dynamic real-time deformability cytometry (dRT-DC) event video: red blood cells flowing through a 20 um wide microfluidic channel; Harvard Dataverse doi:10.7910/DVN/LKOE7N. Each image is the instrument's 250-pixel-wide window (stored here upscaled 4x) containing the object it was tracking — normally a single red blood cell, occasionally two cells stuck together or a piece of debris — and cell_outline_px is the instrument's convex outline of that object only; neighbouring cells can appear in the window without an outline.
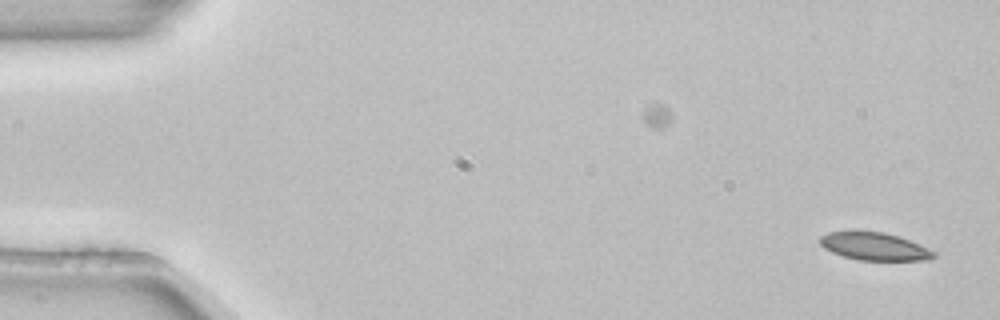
{"species": "common noctule bat (a hibernating species)", "species_latin": "Nyctalus noctula", "temperature_condition": "room temperature", "stored_images_in_passage": 5, "camera_frame_rate_fps": 3000, "um_per_image_px": 0.085, "animal": {"sex": "female", "body_mass_g": 22.7, "forearm_length_mm": 54.2}, "frame": {"image": 1, "passage_image": 1, "time_ms": 0.0, "image_size_px": [1000, 320], "cell_outline_px": [[936, 256], [928, 260], [860, 260], [844, 256], [832, 252], [824, 248], [820, 244], [820, 236], [828, 232], [884, 232], [900, 236], [920, 244], [936, 252]], "centroid_in_image_um": [74.36, 20.95], "position_along_channel_um": 10.6, "area_um2": 18.26}}
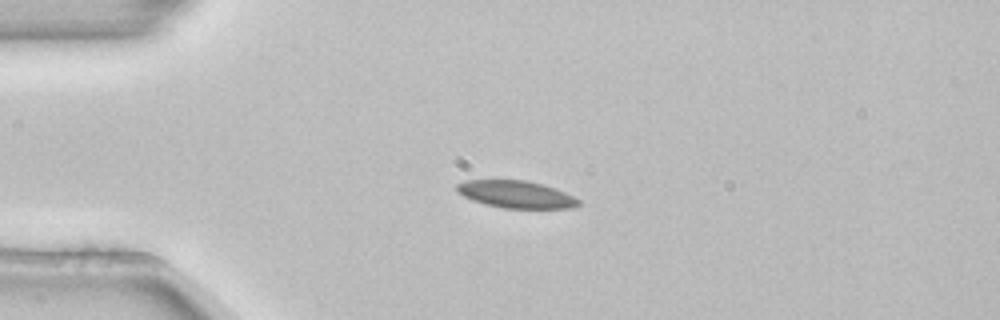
{"frame": {"image": 2, "passage_image": 4, "time_ms": 1.0, "image_size_px": [1000, 320], "cell_outline_px": [[580, 204], [572, 208], [504, 208], [484, 204], [472, 200], [464, 196], [456, 188], [456, 184], [464, 180], [524, 180], [544, 184], [556, 188], [580, 200]], "centroid_in_image_um": [43.87, 16.51], "position_along_channel_um": 41.1, "area_um2": 19.31}}